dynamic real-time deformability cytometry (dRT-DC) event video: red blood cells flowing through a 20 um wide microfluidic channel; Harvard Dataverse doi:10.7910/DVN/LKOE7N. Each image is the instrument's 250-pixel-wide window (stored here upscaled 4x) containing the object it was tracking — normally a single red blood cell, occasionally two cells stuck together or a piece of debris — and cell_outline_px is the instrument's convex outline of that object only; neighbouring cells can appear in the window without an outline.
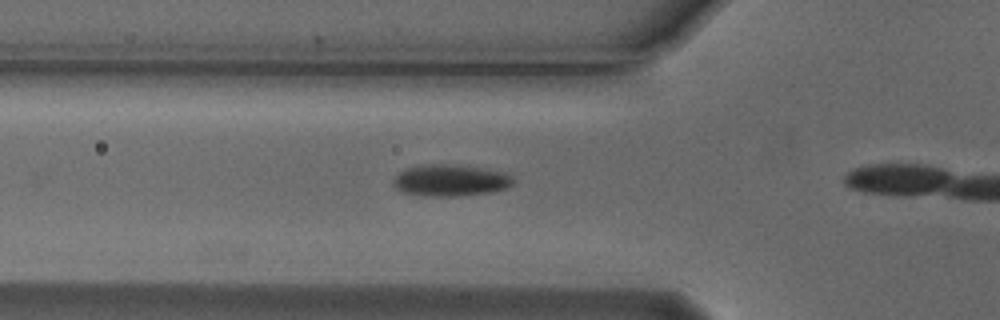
{"species": "Egyptian fruit bat (a non-hibernating species)", "species_latin": "Rousettus aegyptiacus", "temperature_condition": "cold", "stored_images_in_passage": 8, "camera_frame_rate_fps": 3000, "um_per_image_px": 0.085, "animal": {"sex": "male"}, "frame": {"image": 1, "passage_image": 6, "time_ms": 1.667, "image_size_px": [1000, 320], "cell_outline_px": [[512, 184], [504, 188], [492, 192], [456, 196], [428, 196], [400, 192], [392, 184], [392, 176], [408, 168], [424, 164], [444, 164], [480, 168], [504, 172], [512, 176]], "centroid_in_image_um": [38.21, 15.34], "position_along_channel_um": 87.6, "area_um2": 21.96}}